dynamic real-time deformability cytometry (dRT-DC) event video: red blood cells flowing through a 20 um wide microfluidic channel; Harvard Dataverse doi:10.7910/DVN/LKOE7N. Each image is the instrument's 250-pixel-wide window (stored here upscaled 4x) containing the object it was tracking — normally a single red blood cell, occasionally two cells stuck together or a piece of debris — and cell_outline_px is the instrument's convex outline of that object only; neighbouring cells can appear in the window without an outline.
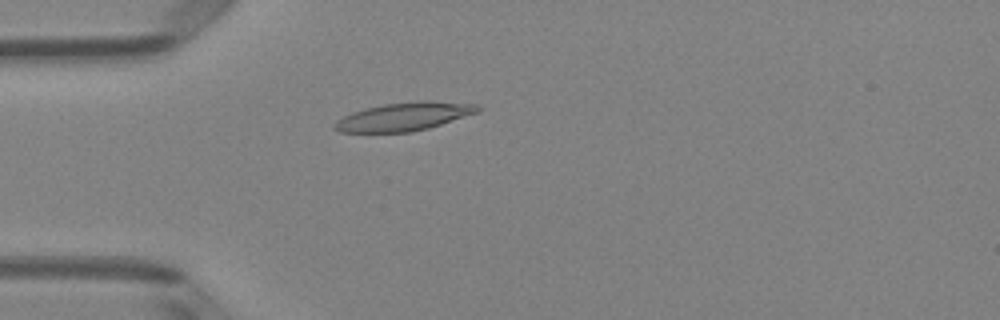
{"species": "Egyptian fruit bat (a non-hibernating species)", "species_latin": "Rousettus aegyptiacus", "temperature_condition": "room temperature", "stored_images_in_passage": 52, "camera_frame_rate_fps": 3000, "um_per_image_px": 0.085, "animal": {"sex": "female"}, "frame": {"image": 1, "passage_image": 15, "time_ms": 4.667, "image_size_px": [1000, 320], "cell_outline_px": [[480, 112], [428, 128], [412, 132], [340, 132], [332, 128], [332, 124], [336, 120], [352, 112], [364, 108], [384, 104], [420, 100], [432, 100], [480, 104]], "centroid_in_image_um": [34.37, 9.9], "position_along_channel_um": 50.6, "area_um2": 23.93}}
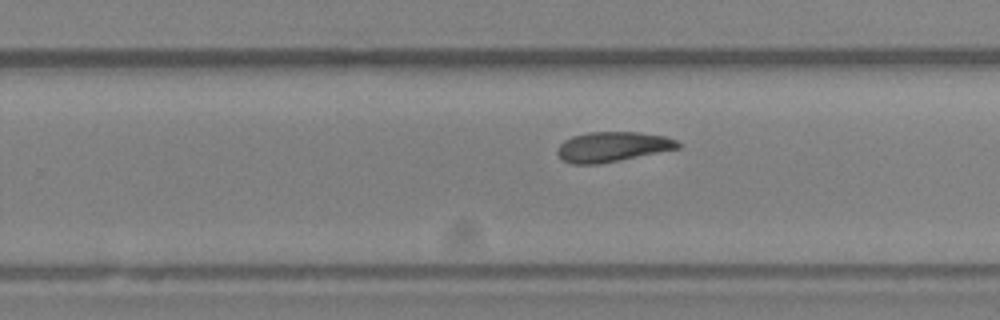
{"frame": {"image": 2, "passage_image": 33, "time_ms": 10.667, "image_size_px": [1000, 320], "cell_outline_px": [[680, 148], [600, 164], [572, 164], [564, 160], [556, 152], [560, 144], [564, 140], [572, 136], [588, 132], [640, 132], [664, 136], [676, 140], [680, 144]], "centroid_in_image_um": [52.05, 12.47], "position_along_channel_um": 277.7, "area_um2": 20.98}}
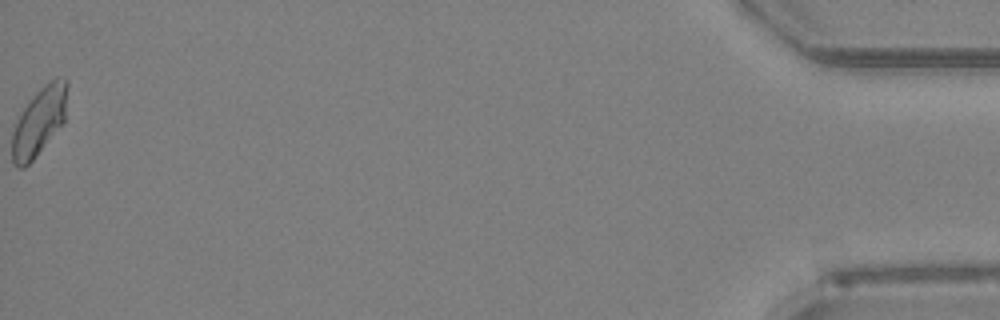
{"frame": {"image": 3, "passage_image": 52, "time_ms": 17.0, "image_size_px": [1000, 320], "cell_outline_px": [[68, 84], [64, 120], [36, 156], [24, 168], [16, 168], [12, 164], [12, 132], [16, 120], [24, 108], [36, 92], [44, 84], [56, 76], [68, 80]], "centroid_in_image_um": [3.31, 10.31], "position_along_channel_um": 431.9, "area_um2": 21.73}, "authors_computed_cell_mechanics": {"area_um2": 21.5883, "velocity_mm_per_s": 3.981, "shape_relaxation_time_tau1_ms": 5.1364, "shape_relaxation_time_tau2_ms": 5.2956, "deformation_change_tau1": 0.1478, "deformation_change_tau2": 0.125}}